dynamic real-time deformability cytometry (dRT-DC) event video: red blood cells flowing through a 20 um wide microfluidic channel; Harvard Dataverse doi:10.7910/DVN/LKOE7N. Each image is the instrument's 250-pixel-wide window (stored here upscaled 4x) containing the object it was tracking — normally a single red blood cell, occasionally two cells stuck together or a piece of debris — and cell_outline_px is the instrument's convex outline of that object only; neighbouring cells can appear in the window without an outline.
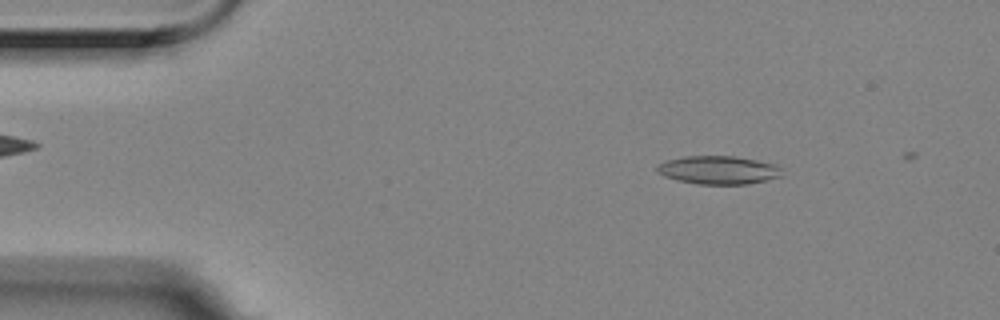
{"species": "Egyptian fruit bat (a non-hibernating species)", "species_latin": "Rousettus aegyptiacus", "temperature_condition": "room temperature", "stored_images_in_passage": 20, "camera_frame_rate_fps": 3000, "um_per_image_px": 0.085, "animal": {"sex": "female"}, "frame": {"image": 1, "passage_image": 7, "time_ms": 2.0, "image_size_px": [1000, 320], "cell_outline_px": [[780, 176], [748, 184], [696, 184], [676, 180], [664, 176], [656, 172], [656, 164], [664, 160], [684, 156], [736, 156], [776, 164], [780, 168]], "centroid_in_image_um": [60.98, 14.44], "position_along_channel_um": 24.0, "area_um2": 20.69}}
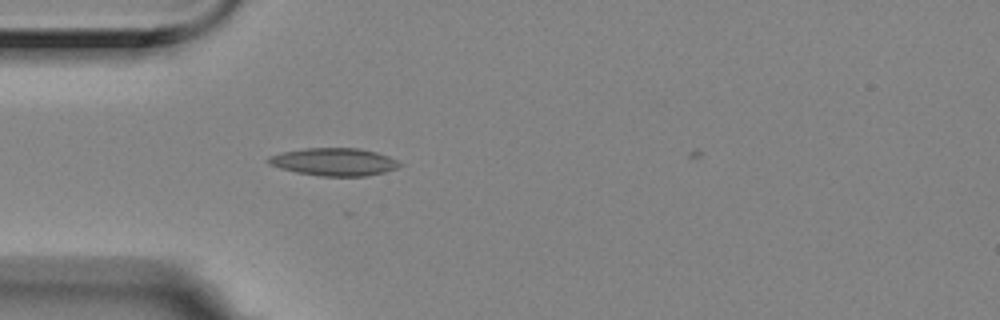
{"frame": {"image": 2, "passage_image": 15, "time_ms": 4.667, "image_size_px": [1000, 320], "cell_outline_px": [[404, 164], [396, 168], [384, 172], [368, 176], [320, 176], [296, 172], [280, 168], [268, 164], [268, 156], [284, 152], [304, 148], [360, 148], [376, 152], [388, 156]], "centroid_in_image_um": [28.41, 13.76], "position_along_channel_um": 56.6, "area_um2": 21.15}}
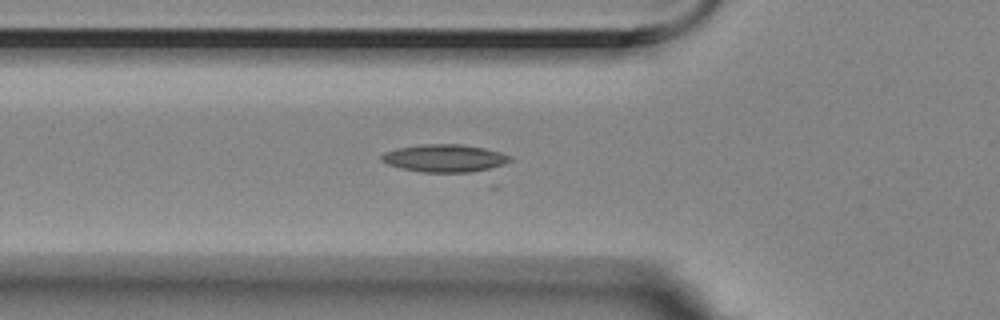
{"frame": {"image": 3, "passage_image": 18, "time_ms": 5.667, "image_size_px": [1000, 320], "cell_outline_px": [[512, 160], [488, 172], [420, 172], [400, 168], [388, 164], [380, 160], [380, 156], [384, 152], [396, 148], [424, 144], [460, 144], [484, 148], [500, 152], [512, 156]], "centroid_in_image_um": [37.84, 13.46], "position_along_channel_um": 88.0, "area_um2": 21.15}}